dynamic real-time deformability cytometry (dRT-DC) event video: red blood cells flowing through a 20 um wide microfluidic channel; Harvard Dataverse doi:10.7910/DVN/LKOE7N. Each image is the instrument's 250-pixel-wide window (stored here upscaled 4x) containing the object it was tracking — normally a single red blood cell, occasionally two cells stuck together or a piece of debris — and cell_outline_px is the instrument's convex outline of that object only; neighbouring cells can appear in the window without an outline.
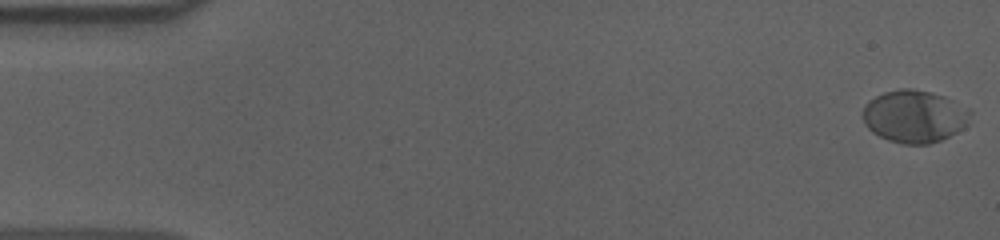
{"species": "human", "species_latin": "Homo sapiens", "temperature_condition": "cold", "stored_images_in_passage": 57, "camera_frame_rate_fps": 3000, "um_per_image_px": 0.085, "donor": {"sex": "male"}, "frame": {"image": 1, "passage_image": 1, "time_ms": 0.0, "image_size_px": [1000, 240], "cell_outline_px": [[972, 112], [968, 124], [964, 128], [940, 140], [928, 144], [904, 144], [888, 140], [872, 132], [864, 124], [864, 104], [868, 100], [884, 92], [900, 88], [912, 88], [932, 92], [944, 96], [968, 108]], "centroid_in_image_um": [77.73, 9.88], "position_along_channel_um": 7.3, "area_um2": 33.0}}
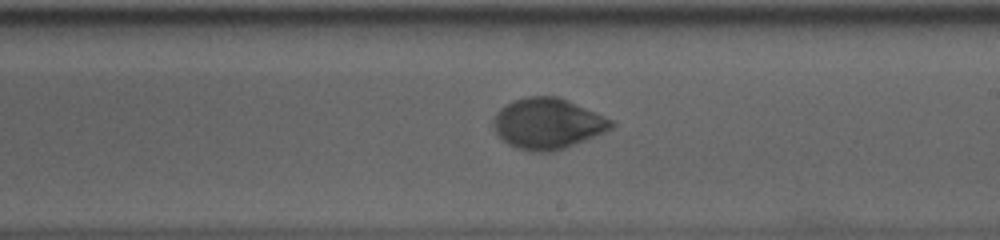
{"frame": {"image": 2, "passage_image": 33, "time_ms": 10.667, "image_size_px": [1000, 240], "cell_outline_px": [[616, 124], [612, 128], [604, 132], [564, 148], [552, 152], [532, 152], [516, 148], [508, 144], [496, 132], [492, 124], [492, 120], [496, 112], [500, 108], [512, 100], [524, 96], [560, 96], [616, 120]], "centroid_in_image_um": [46.56, 10.48], "position_along_channel_um": 242.4, "area_um2": 35.32}}
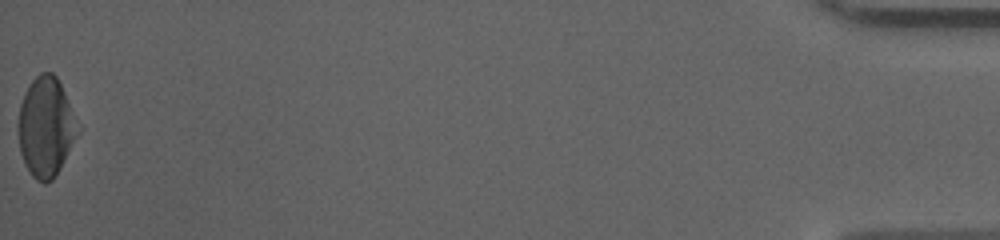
{"frame": {"image": 3, "passage_image": 57, "time_ms": 18.667, "image_size_px": [1000, 240], "cell_outline_px": [[72, 136], [68, 148], [60, 168], [52, 180], [44, 184], [36, 180], [32, 176], [20, 152], [20, 104], [24, 92], [32, 80], [40, 72], [52, 72], [56, 76], [64, 92], [68, 104], [72, 132]], "centroid_in_image_um": [3.79, 10.78], "position_along_channel_um": 431.4, "area_um2": 32.02}, "authors_computed_cell_mechanics": {"area_um2": 33.6974, "velocity_mm_per_s": 3.6172, "shape_relaxation_time_tau1_ms": 3.7875, "shape_relaxation_time_tau2_ms": 1.1117, "deformation_change_tau1": 0.1467, "deformation_change_tau2": 0.0384}}